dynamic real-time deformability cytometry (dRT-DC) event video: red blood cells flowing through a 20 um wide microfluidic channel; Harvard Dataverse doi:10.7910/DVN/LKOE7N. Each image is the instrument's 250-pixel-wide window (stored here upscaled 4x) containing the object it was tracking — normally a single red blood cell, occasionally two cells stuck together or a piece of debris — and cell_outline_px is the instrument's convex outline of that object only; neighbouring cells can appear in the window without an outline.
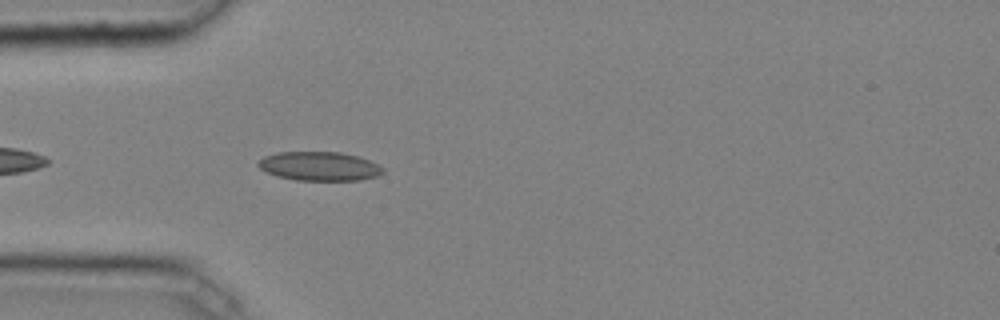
{"species": "common noctule bat (a hibernating species)", "species_latin": "Nyctalus noctula", "temperature_condition": "cold", "stored_images_in_passage": 21, "camera_frame_rate_fps": 3000, "um_per_image_px": 0.085, "animal": {"sex": "male", "body_mass_g": 20.4}, "frame": {"image": 1, "passage_image": 3, "time_ms": 0.667, "image_size_px": [1000, 320], "cell_outline_px": [[384, 172], [380, 176], [360, 180], [296, 180], [276, 176], [260, 168], [256, 164], [264, 156], [280, 152], [340, 152], [356, 156], [368, 160], [384, 168]], "centroid_in_image_um": [27.16, 14.13], "position_along_channel_um": 57.8, "area_um2": 20.98}}
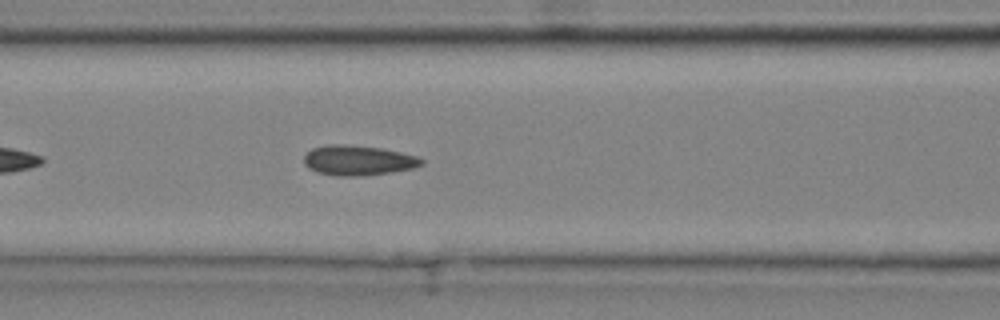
{"frame": {"image": 2, "passage_image": 9, "time_ms": 2.667, "image_size_px": [1000, 320], "cell_outline_px": [[424, 164], [412, 168], [392, 172], [360, 176], [336, 176], [316, 172], [308, 168], [304, 164], [304, 156], [312, 148], [328, 144], [344, 144], [380, 148], [400, 152], [416, 156], [424, 160]], "centroid_in_image_um": [30.41, 13.63], "position_along_channel_um": 136.2, "area_um2": 20.58}}
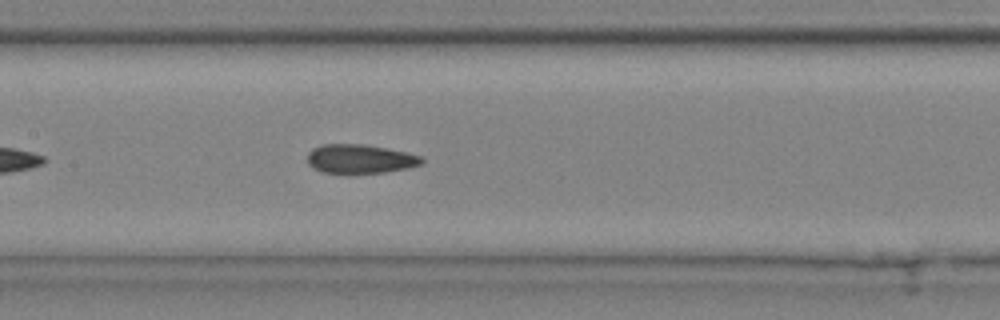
{"frame": {"image": 3, "passage_image": 12, "time_ms": 3.667, "image_size_px": [1000, 320], "cell_outline_px": [[424, 160], [420, 164], [408, 168], [384, 172], [348, 176], [324, 172], [312, 168], [308, 164], [308, 152], [312, 148], [324, 144], [360, 144], [388, 148], [420, 156]], "centroid_in_image_um": [30.55, 13.54], "position_along_channel_um": 176.9, "area_um2": 19.83}}